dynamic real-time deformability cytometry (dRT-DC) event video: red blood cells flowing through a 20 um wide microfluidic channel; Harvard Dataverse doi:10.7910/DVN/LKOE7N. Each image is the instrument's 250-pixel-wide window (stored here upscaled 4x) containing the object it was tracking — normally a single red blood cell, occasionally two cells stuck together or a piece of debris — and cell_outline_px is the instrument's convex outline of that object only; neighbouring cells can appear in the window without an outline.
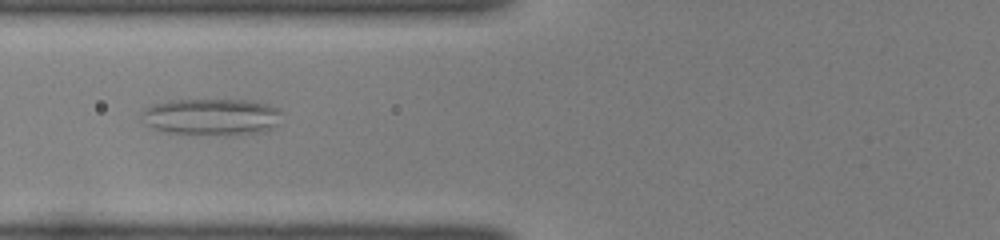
{"species": "common noctule bat (a hibernating species)", "species_latin": "Nyctalus noctula", "temperature_condition": "room temperature", "stored_images_in_passage": 58, "camera_frame_rate_fps": 3000, "um_per_image_px": 0.085, "animal": {"sex": "female", "body_mass_g": 22.0, "forearm_length_mm": 56.7}, "frame": {"image": 1, "passage_image": 27, "time_ms": 8.667, "image_size_px": [1000, 240], "cell_outline_px": [[280, 112], [276, 124], [272, 128], [264, 132], [236, 136], [224, 136], [172, 132], [156, 128], [148, 124], [144, 112], [144, 108], [152, 104], [168, 100], [252, 100], [268, 104], [276, 108]], "centroid_in_image_um": [18.06, 9.94], "position_along_channel_um": 107.7, "area_um2": 29.82}}
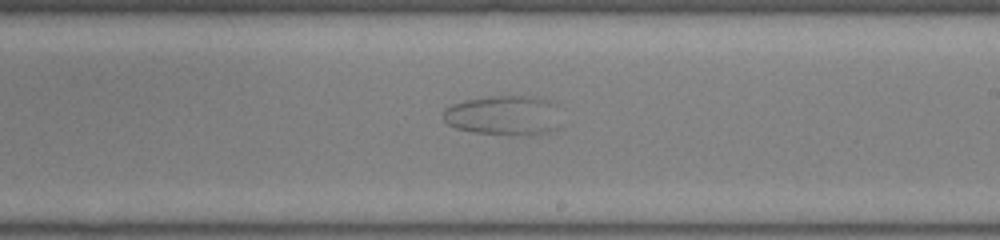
{"frame": {"image": 2, "passage_image": 38, "time_ms": 12.333, "image_size_px": [1000, 240], "cell_outline_px": [[556, 104], [548, 128], [544, 132], [472, 132], [456, 128], [448, 124], [444, 120], [444, 108], [452, 104], [464, 100], [488, 96], [536, 96], [556, 100]], "centroid_in_image_um": [42.62, 9.7], "position_along_channel_um": 246.4, "area_um2": 25.55}}
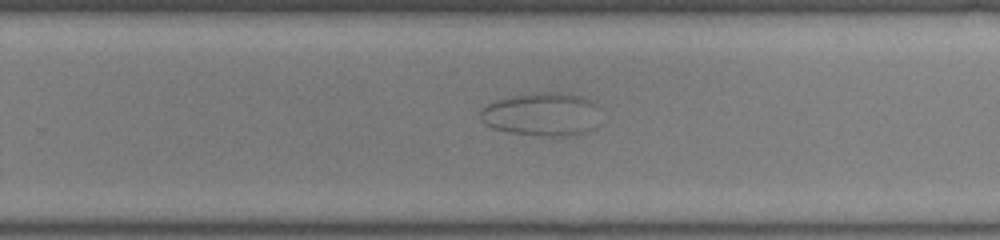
{"frame": {"image": 3, "passage_image": 41, "time_ms": 13.333, "image_size_px": [1000, 240], "cell_outline_px": [[596, 128], [584, 132], [564, 136], [552, 136], [512, 132], [496, 128], [484, 124], [480, 120], [480, 112], [488, 104], [496, 100], [532, 92], [572, 92], [584, 96], [596, 104]], "centroid_in_image_um": [46.07, 9.68], "position_along_channel_um": 283.7, "area_um2": 30.11}}